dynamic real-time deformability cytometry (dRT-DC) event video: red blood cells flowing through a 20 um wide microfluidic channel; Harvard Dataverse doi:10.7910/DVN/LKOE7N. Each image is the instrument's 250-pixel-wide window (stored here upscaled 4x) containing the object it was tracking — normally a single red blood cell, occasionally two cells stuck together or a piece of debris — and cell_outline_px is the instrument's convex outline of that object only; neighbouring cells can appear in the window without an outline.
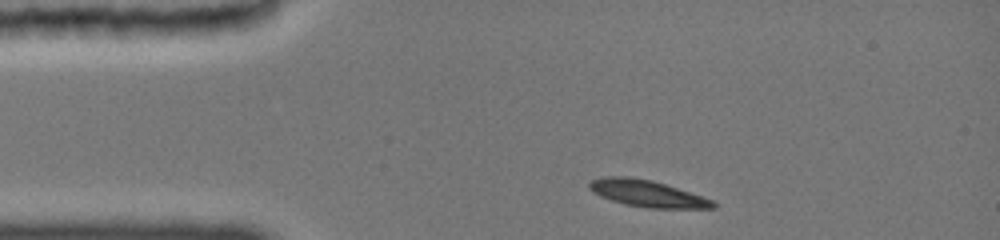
{"species": "common noctule bat (a hibernating species)", "species_latin": "Nyctalus noctula", "temperature_condition": "cold", "stored_images_in_passage": 11, "camera_frame_rate_fps": 3000, "um_per_image_px": 0.085, "animal": {"sex": "female", "body_mass_g": 19.0, "forearm_length_mm": 51.5}, "frame": {"image": 1, "passage_image": 1, "time_ms": 0.0, "image_size_px": [1000, 240], "cell_outline_px": [[716, 208], [648, 208], [624, 204], [600, 196], [592, 192], [588, 188], [588, 184], [592, 180], [600, 176], [628, 176], [652, 180], [716, 200]], "centroid_in_image_um": [55.01, 16.44], "position_along_channel_um": 30.0, "area_um2": 19.42}}
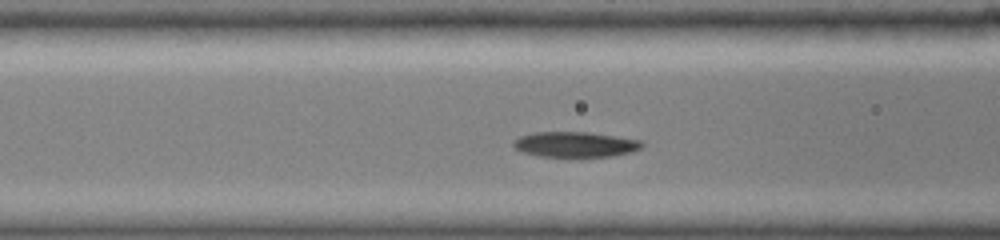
{"frame": {"image": 2, "passage_image": 7, "time_ms": 3.333, "image_size_px": [1000, 240], "cell_outline_px": [[644, 144], [640, 148], [632, 152], [612, 156], [568, 160], [540, 156], [524, 152], [516, 148], [512, 144], [520, 136], [536, 132], [584, 132], [640, 140]], "centroid_in_image_um": [48.89, 12.33], "position_along_channel_um": 117.7, "area_um2": 19.54}}
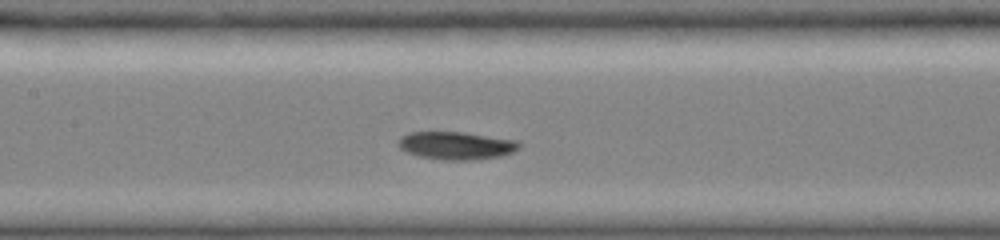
{"frame": {"image": 3, "passage_image": 10, "time_ms": 4.667, "image_size_px": [1000, 240], "cell_outline_px": [[520, 148], [512, 152], [500, 156], [472, 160], [444, 160], [420, 156], [408, 152], [400, 148], [400, 140], [404, 136], [412, 132], [460, 132], [516, 140], [520, 144]], "centroid_in_image_um": [38.82, 12.38], "position_along_channel_um": 168.6, "area_um2": 19.13}}